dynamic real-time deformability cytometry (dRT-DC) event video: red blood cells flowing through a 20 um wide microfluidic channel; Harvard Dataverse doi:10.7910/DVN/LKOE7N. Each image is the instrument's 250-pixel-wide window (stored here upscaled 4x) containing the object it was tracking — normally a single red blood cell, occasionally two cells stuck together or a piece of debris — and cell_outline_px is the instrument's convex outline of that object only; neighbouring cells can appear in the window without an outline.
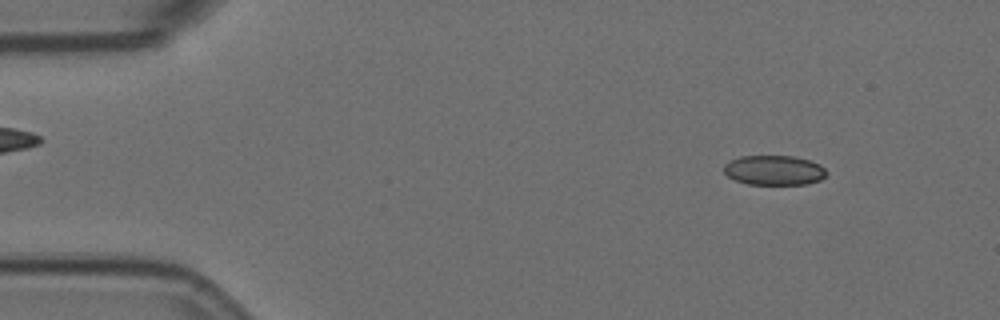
{"species": "Egyptian fruit bat (a non-hibernating species)", "species_latin": "Rousettus aegyptiacus", "temperature_condition": "room temperature", "stored_images_in_passage": 3, "camera_frame_rate_fps": 3000, "um_per_image_px": 0.085, "animal": {"sex": "female"}, "frame": {"image": 1, "passage_image": 1, "time_ms": 0.0, "image_size_px": [1000, 320], "cell_outline_px": [[828, 172], [820, 180], [808, 184], [748, 184], [736, 180], [728, 176], [724, 172], [724, 164], [728, 160], [740, 156], [796, 156], [820, 164]], "centroid_in_image_um": [65.79, 14.46], "position_along_channel_um": 19.2, "area_um2": 17.86}}